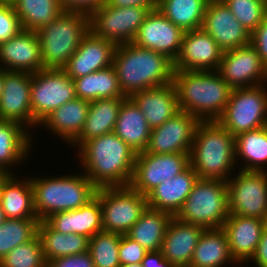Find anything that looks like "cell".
Wrapping results in <instances>:
<instances>
[{
    "instance_id": "obj_25",
    "label": "cell",
    "mask_w": 267,
    "mask_h": 267,
    "mask_svg": "<svg viewBox=\"0 0 267 267\" xmlns=\"http://www.w3.org/2000/svg\"><path fill=\"white\" fill-rule=\"evenodd\" d=\"M130 98L143 113L151 129L161 126L180 111L173 82L135 92Z\"/></svg>"
},
{
    "instance_id": "obj_29",
    "label": "cell",
    "mask_w": 267,
    "mask_h": 267,
    "mask_svg": "<svg viewBox=\"0 0 267 267\" xmlns=\"http://www.w3.org/2000/svg\"><path fill=\"white\" fill-rule=\"evenodd\" d=\"M29 132L17 122L0 119V172L13 173L10 167L30 156L33 139Z\"/></svg>"
},
{
    "instance_id": "obj_6",
    "label": "cell",
    "mask_w": 267,
    "mask_h": 267,
    "mask_svg": "<svg viewBox=\"0 0 267 267\" xmlns=\"http://www.w3.org/2000/svg\"><path fill=\"white\" fill-rule=\"evenodd\" d=\"M90 30L89 15L64 11L37 30L44 68L62 69Z\"/></svg>"
},
{
    "instance_id": "obj_23",
    "label": "cell",
    "mask_w": 267,
    "mask_h": 267,
    "mask_svg": "<svg viewBox=\"0 0 267 267\" xmlns=\"http://www.w3.org/2000/svg\"><path fill=\"white\" fill-rule=\"evenodd\" d=\"M205 228L173 217L167 227L160 248L173 267H189L194 249Z\"/></svg>"
},
{
    "instance_id": "obj_42",
    "label": "cell",
    "mask_w": 267,
    "mask_h": 267,
    "mask_svg": "<svg viewBox=\"0 0 267 267\" xmlns=\"http://www.w3.org/2000/svg\"><path fill=\"white\" fill-rule=\"evenodd\" d=\"M251 34L267 16V0H222Z\"/></svg>"
},
{
    "instance_id": "obj_31",
    "label": "cell",
    "mask_w": 267,
    "mask_h": 267,
    "mask_svg": "<svg viewBox=\"0 0 267 267\" xmlns=\"http://www.w3.org/2000/svg\"><path fill=\"white\" fill-rule=\"evenodd\" d=\"M124 99L109 98L90 101L83 130L71 144L79 148L88 140L113 132Z\"/></svg>"
},
{
    "instance_id": "obj_18",
    "label": "cell",
    "mask_w": 267,
    "mask_h": 267,
    "mask_svg": "<svg viewBox=\"0 0 267 267\" xmlns=\"http://www.w3.org/2000/svg\"><path fill=\"white\" fill-rule=\"evenodd\" d=\"M183 34L184 31L156 8L145 17L132 43L164 54L174 62L180 51Z\"/></svg>"
},
{
    "instance_id": "obj_20",
    "label": "cell",
    "mask_w": 267,
    "mask_h": 267,
    "mask_svg": "<svg viewBox=\"0 0 267 267\" xmlns=\"http://www.w3.org/2000/svg\"><path fill=\"white\" fill-rule=\"evenodd\" d=\"M115 48L114 42L98 37L89 30L62 69L73 80L108 68L113 63Z\"/></svg>"
},
{
    "instance_id": "obj_38",
    "label": "cell",
    "mask_w": 267,
    "mask_h": 267,
    "mask_svg": "<svg viewBox=\"0 0 267 267\" xmlns=\"http://www.w3.org/2000/svg\"><path fill=\"white\" fill-rule=\"evenodd\" d=\"M23 30L37 31L64 12L59 0H17L13 5Z\"/></svg>"
},
{
    "instance_id": "obj_4",
    "label": "cell",
    "mask_w": 267,
    "mask_h": 267,
    "mask_svg": "<svg viewBox=\"0 0 267 267\" xmlns=\"http://www.w3.org/2000/svg\"><path fill=\"white\" fill-rule=\"evenodd\" d=\"M190 165L201 179L227 181L235 169V137L217 121H201L189 154Z\"/></svg>"
},
{
    "instance_id": "obj_53",
    "label": "cell",
    "mask_w": 267,
    "mask_h": 267,
    "mask_svg": "<svg viewBox=\"0 0 267 267\" xmlns=\"http://www.w3.org/2000/svg\"><path fill=\"white\" fill-rule=\"evenodd\" d=\"M8 173L5 172H0V196H1V186H2V181L8 176Z\"/></svg>"
},
{
    "instance_id": "obj_3",
    "label": "cell",
    "mask_w": 267,
    "mask_h": 267,
    "mask_svg": "<svg viewBox=\"0 0 267 267\" xmlns=\"http://www.w3.org/2000/svg\"><path fill=\"white\" fill-rule=\"evenodd\" d=\"M173 84L180 110L200 121H216L227 106L232 92L217 70H174Z\"/></svg>"
},
{
    "instance_id": "obj_39",
    "label": "cell",
    "mask_w": 267,
    "mask_h": 267,
    "mask_svg": "<svg viewBox=\"0 0 267 267\" xmlns=\"http://www.w3.org/2000/svg\"><path fill=\"white\" fill-rule=\"evenodd\" d=\"M38 218H7L0 225V260L15 247L32 240L38 234Z\"/></svg>"
},
{
    "instance_id": "obj_15",
    "label": "cell",
    "mask_w": 267,
    "mask_h": 267,
    "mask_svg": "<svg viewBox=\"0 0 267 267\" xmlns=\"http://www.w3.org/2000/svg\"><path fill=\"white\" fill-rule=\"evenodd\" d=\"M201 121L180 110L161 126L151 129L146 153H190L195 130Z\"/></svg>"
},
{
    "instance_id": "obj_50",
    "label": "cell",
    "mask_w": 267,
    "mask_h": 267,
    "mask_svg": "<svg viewBox=\"0 0 267 267\" xmlns=\"http://www.w3.org/2000/svg\"><path fill=\"white\" fill-rule=\"evenodd\" d=\"M111 7H158L159 0H105Z\"/></svg>"
},
{
    "instance_id": "obj_10",
    "label": "cell",
    "mask_w": 267,
    "mask_h": 267,
    "mask_svg": "<svg viewBox=\"0 0 267 267\" xmlns=\"http://www.w3.org/2000/svg\"><path fill=\"white\" fill-rule=\"evenodd\" d=\"M103 231L126 235L148 207L145 195L130 186L98 188Z\"/></svg>"
},
{
    "instance_id": "obj_22",
    "label": "cell",
    "mask_w": 267,
    "mask_h": 267,
    "mask_svg": "<svg viewBox=\"0 0 267 267\" xmlns=\"http://www.w3.org/2000/svg\"><path fill=\"white\" fill-rule=\"evenodd\" d=\"M266 223L267 220L229 214L222 228L238 265L248 263L254 256Z\"/></svg>"
},
{
    "instance_id": "obj_52",
    "label": "cell",
    "mask_w": 267,
    "mask_h": 267,
    "mask_svg": "<svg viewBox=\"0 0 267 267\" xmlns=\"http://www.w3.org/2000/svg\"><path fill=\"white\" fill-rule=\"evenodd\" d=\"M17 0H0V4L2 5H14Z\"/></svg>"
},
{
    "instance_id": "obj_32",
    "label": "cell",
    "mask_w": 267,
    "mask_h": 267,
    "mask_svg": "<svg viewBox=\"0 0 267 267\" xmlns=\"http://www.w3.org/2000/svg\"><path fill=\"white\" fill-rule=\"evenodd\" d=\"M232 262L237 265L231 256L224 229L209 228L202 232L189 267H224Z\"/></svg>"
},
{
    "instance_id": "obj_41",
    "label": "cell",
    "mask_w": 267,
    "mask_h": 267,
    "mask_svg": "<svg viewBox=\"0 0 267 267\" xmlns=\"http://www.w3.org/2000/svg\"><path fill=\"white\" fill-rule=\"evenodd\" d=\"M0 267H47L38 234L6 254L0 260Z\"/></svg>"
},
{
    "instance_id": "obj_55",
    "label": "cell",
    "mask_w": 267,
    "mask_h": 267,
    "mask_svg": "<svg viewBox=\"0 0 267 267\" xmlns=\"http://www.w3.org/2000/svg\"><path fill=\"white\" fill-rule=\"evenodd\" d=\"M120 267H143L141 265V263H137V264H125V265H120Z\"/></svg>"
},
{
    "instance_id": "obj_14",
    "label": "cell",
    "mask_w": 267,
    "mask_h": 267,
    "mask_svg": "<svg viewBox=\"0 0 267 267\" xmlns=\"http://www.w3.org/2000/svg\"><path fill=\"white\" fill-rule=\"evenodd\" d=\"M217 71L232 89L267 82V67L251 44L224 51Z\"/></svg>"
},
{
    "instance_id": "obj_30",
    "label": "cell",
    "mask_w": 267,
    "mask_h": 267,
    "mask_svg": "<svg viewBox=\"0 0 267 267\" xmlns=\"http://www.w3.org/2000/svg\"><path fill=\"white\" fill-rule=\"evenodd\" d=\"M0 203L6 218H38L34 209L30 176L20 179L12 173L9 174L2 181Z\"/></svg>"
},
{
    "instance_id": "obj_49",
    "label": "cell",
    "mask_w": 267,
    "mask_h": 267,
    "mask_svg": "<svg viewBox=\"0 0 267 267\" xmlns=\"http://www.w3.org/2000/svg\"><path fill=\"white\" fill-rule=\"evenodd\" d=\"M141 265L143 267H173L160 250L148 251L143 258Z\"/></svg>"
},
{
    "instance_id": "obj_28",
    "label": "cell",
    "mask_w": 267,
    "mask_h": 267,
    "mask_svg": "<svg viewBox=\"0 0 267 267\" xmlns=\"http://www.w3.org/2000/svg\"><path fill=\"white\" fill-rule=\"evenodd\" d=\"M136 154L146 150L151 128L135 102L126 97L119 110L113 131Z\"/></svg>"
},
{
    "instance_id": "obj_51",
    "label": "cell",
    "mask_w": 267,
    "mask_h": 267,
    "mask_svg": "<svg viewBox=\"0 0 267 267\" xmlns=\"http://www.w3.org/2000/svg\"><path fill=\"white\" fill-rule=\"evenodd\" d=\"M6 216H5V213L2 209V205L0 203V225L6 220Z\"/></svg>"
},
{
    "instance_id": "obj_48",
    "label": "cell",
    "mask_w": 267,
    "mask_h": 267,
    "mask_svg": "<svg viewBox=\"0 0 267 267\" xmlns=\"http://www.w3.org/2000/svg\"><path fill=\"white\" fill-rule=\"evenodd\" d=\"M250 262L254 263V267L255 264L257 267H267V223L265 224L261 239Z\"/></svg>"
},
{
    "instance_id": "obj_46",
    "label": "cell",
    "mask_w": 267,
    "mask_h": 267,
    "mask_svg": "<svg viewBox=\"0 0 267 267\" xmlns=\"http://www.w3.org/2000/svg\"><path fill=\"white\" fill-rule=\"evenodd\" d=\"M250 44L256 49L262 63L267 67V16L250 34Z\"/></svg>"
},
{
    "instance_id": "obj_45",
    "label": "cell",
    "mask_w": 267,
    "mask_h": 267,
    "mask_svg": "<svg viewBox=\"0 0 267 267\" xmlns=\"http://www.w3.org/2000/svg\"><path fill=\"white\" fill-rule=\"evenodd\" d=\"M47 267H95L88 251L76 255H69L52 259L47 262Z\"/></svg>"
},
{
    "instance_id": "obj_37",
    "label": "cell",
    "mask_w": 267,
    "mask_h": 267,
    "mask_svg": "<svg viewBox=\"0 0 267 267\" xmlns=\"http://www.w3.org/2000/svg\"><path fill=\"white\" fill-rule=\"evenodd\" d=\"M208 0H159V11L182 31L200 29Z\"/></svg>"
},
{
    "instance_id": "obj_11",
    "label": "cell",
    "mask_w": 267,
    "mask_h": 267,
    "mask_svg": "<svg viewBox=\"0 0 267 267\" xmlns=\"http://www.w3.org/2000/svg\"><path fill=\"white\" fill-rule=\"evenodd\" d=\"M157 7H111L105 2L90 16V30L116 45L131 43L148 13Z\"/></svg>"
},
{
    "instance_id": "obj_19",
    "label": "cell",
    "mask_w": 267,
    "mask_h": 267,
    "mask_svg": "<svg viewBox=\"0 0 267 267\" xmlns=\"http://www.w3.org/2000/svg\"><path fill=\"white\" fill-rule=\"evenodd\" d=\"M201 28L223 51L250 44V33L222 0H208Z\"/></svg>"
},
{
    "instance_id": "obj_34",
    "label": "cell",
    "mask_w": 267,
    "mask_h": 267,
    "mask_svg": "<svg viewBox=\"0 0 267 267\" xmlns=\"http://www.w3.org/2000/svg\"><path fill=\"white\" fill-rule=\"evenodd\" d=\"M172 218L171 214L147 207L126 235L147 251H159Z\"/></svg>"
},
{
    "instance_id": "obj_8",
    "label": "cell",
    "mask_w": 267,
    "mask_h": 267,
    "mask_svg": "<svg viewBox=\"0 0 267 267\" xmlns=\"http://www.w3.org/2000/svg\"><path fill=\"white\" fill-rule=\"evenodd\" d=\"M216 121L233 137L267 126L265 84L232 89L227 106Z\"/></svg>"
},
{
    "instance_id": "obj_2",
    "label": "cell",
    "mask_w": 267,
    "mask_h": 267,
    "mask_svg": "<svg viewBox=\"0 0 267 267\" xmlns=\"http://www.w3.org/2000/svg\"><path fill=\"white\" fill-rule=\"evenodd\" d=\"M112 66L126 97L173 82L174 66L171 59L132 42L116 45Z\"/></svg>"
},
{
    "instance_id": "obj_26",
    "label": "cell",
    "mask_w": 267,
    "mask_h": 267,
    "mask_svg": "<svg viewBox=\"0 0 267 267\" xmlns=\"http://www.w3.org/2000/svg\"><path fill=\"white\" fill-rule=\"evenodd\" d=\"M197 179L198 175L189 165L183 172L162 182L146 195L148 207L175 217L188 198Z\"/></svg>"
},
{
    "instance_id": "obj_54",
    "label": "cell",
    "mask_w": 267,
    "mask_h": 267,
    "mask_svg": "<svg viewBox=\"0 0 267 267\" xmlns=\"http://www.w3.org/2000/svg\"><path fill=\"white\" fill-rule=\"evenodd\" d=\"M3 91V69H0V95L2 94Z\"/></svg>"
},
{
    "instance_id": "obj_44",
    "label": "cell",
    "mask_w": 267,
    "mask_h": 267,
    "mask_svg": "<svg viewBox=\"0 0 267 267\" xmlns=\"http://www.w3.org/2000/svg\"><path fill=\"white\" fill-rule=\"evenodd\" d=\"M148 251L127 235L121 236L119 246L120 265L141 263Z\"/></svg>"
},
{
    "instance_id": "obj_21",
    "label": "cell",
    "mask_w": 267,
    "mask_h": 267,
    "mask_svg": "<svg viewBox=\"0 0 267 267\" xmlns=\"http://www.w3.org/2000/svg\"><path fill=\"white\" fill-rule=\"evenodd\" d=\"M0 68L31 74L44 69L37 32L22 30L12 39L0 43Z\"/></svg>"
},
{
    "instance_id": "obj_16",
    "label": "cell",
    "mask_w": 267,
    "mask_h": 267,
    "mask_svg": "<svg viewBox=\"0 0 267 267\" xmlns=\"http://www.w3.org/2000/svg\"><path fill=\"white\" fill-rule=\"evenodd\" d=\"M223 50L202 28L184 32L174 70L216 71Z\"/></svg>"
},
{
    "instance_id": "obj_13",
    "label": "cell",
    "mask_w": 267,
    "mask_h": 267,
    "mask_svg": "<svg viewBox=\"0 0 267 267\" xmlns=\"http://www.w3.org/2000/svg\"><path fill=\"white\" fill-rule=\"evenodd\" d=\"M189 154L137 153L129 186L146 196L162 182L183 172L190 165Z\"/></svg>"
},
{
    "instance_id": "obj_17",
    "label": "cell",
    "mask_w": 267,
    "mask_h": 267,
    "mask_svg": "<svg viewBox=\"0 0 267 267\" xmlns=\"http://www.w3.org/2000/svg\"><path fill=\"white\" fill-rule=\"evenodd\" d=\"M32 74L3 69V91L0 95V119L32 128Z\"/></svg>"
},
{
    "instance_id": "obj_40",
    "label": "cell",
    "mask_w": 267,
    "mask_h": 267,
    "mask_svg": "<svg viewBox=\"0 0 267 267\" xmlns=\"http://www.w3.org/2000/svg\"><path fill=\"white\" fill-rule=\"evenodd\" d=\"M121 234L101 231L89 239L88 252L95 267H120Z\"/></svg>"
},
{
    "instance_id": "obj_47",
    "label": "cell",
    "mask_w": 267,
    "mask_h": 267,
    "mask_svg": "<svg viewBox=\"0 0 267 267\" xmlns=\"http://www.w3.org/2000/svg\"><path fill=\"white\" fill-rule=\"evenodd\" d=\"M65 11L91 15L105 0H59Z\"/></svg>"
},
{
    "instance_id": "obj_12",
    "label": "cell",
    "mask_w": 267,
    "mask_h": 267,
    "mask_svg": "<svg viewBox=\"0 0 267 267\" xmlns=\"http://www.w3.org/2000/svg\"><path fill=\"white\" fill-rule=\"evenodd\" d=\"M226 184L229 214L267 220L266 171L238 170Z\"/></svg>"
},
{
    "instance_id": "obj_27",
    "label": "cell",
    "mask_w": 267,
    "mask_h": 267,
    "mask_svg": "<svg viewBox=\"0 0 267 267\" xmlns=\"http://www.w3.org/2000/svg\"><path fill=\"white\" fill-rule=\"evenodd\" d=\"M89 106L90 101L76 97L56 108L40 125L71 145L83 130Z\"/></svg>"
},
{
    "instance_id": "obj_33",
    "label": "cell",
    "mask_w": 267,
    "mask_h": 267,
    "mask_svg": "<svg viewBox=\"0 0 267 267\" xmlns=\"http://www.w3.org/2000/svg\"><path fill=\"white\" fill-rule=\"evenodd\" d=\"M38 236L46 262L88 251L89 238L75 233L65 234L54 230L45 220L39 222Z\"/></svg>"
},
{
    "instance_id": "obj_24",
    "label": "cell",
    "mask_w": 267,
    "mask_h": 267,
    "mask_svg": "<svg viewBox=\"0 0 267 267\" xmlns=\"http://www.w3.org/2000/svg\"><path fill=\"white\" fill-rule=\"evenodd\" d=\"M45 221L58 232L75 233L90 239L103 231L100 200L95 196L87 204L74 210L54 213Z\"/></svg>"
},
{
    "instance_id": "obj_36",
    "label": "cell",
    "mask_w": 267,
    "mask_h": 267,
    "mask_svg": "<svg viewBox=\"0 0 267 267\" xmlns=\"http://www.w3.org/2000/svg\"><path fill=\"white\" fill-rule=\"evenodd\" d=\"M235 160L244 161L239 170L267 172V126L235 137Z\"/></svg>"
},
{
    "instance_id": "obj_9",
    "label": "cell",
    "mask_w": 267,
    "mask_h": 267,
    "mask_svg": "<svg viewBox=\"0 0 267 267\" xmlns=\"http://www.w3.org/2000/svg\"><path fill=\"white\" fill-rule=\"evenodd\" d=\"M75 98L74 82L63 69L44 68L32 74V127L36 129L56 108Z\"/></svg>"
},
{
    "instance_id": "obj_1",
    "label": "cell",
    "mask_w": 267,
    "mask_h": 267,
    "mask_svg": "<svg viewBox=\"0 0 267 267\" xmlns=\"http://www.w3.org/2000/svg\"><path fill=\"white\" fill-rule=\"evenodd\" d=\"M77 151L84 174L97 188L129 186L136 153L114 132L84 142Z\"/></svg>"
},
{
    "instance_id": "obj_35",
    "label": "cell",
    "mask_w": 267,
    "mask_h": 267,
    "mask_svg": "<svg viewBox=\"0 0 267 267\" xmlns=\"http://www.w3.org/2000/svg\"><path fill=\"white\" fill-rule=\"evenodd\" d=\"M77 98L93 101L97 99L126 98L123 94L114 67L73 79Z\"/></svg>"
},
{
    "instance_id": "obj_43",
    "label": "cell",
    "mask_w": 267,
    "mask_h": 267,
    "mask_svg": "<svg viewBox=\"0 0 267 267\" xmlns=\"http://www.w3.org/2000/svg\"><path fill=\"white\" fill-rule=\"evenodd\" d=\"M23 30L13 5L0 4V43L17 36Z\"/></svg>"
},
{
    "instance_id": "obj_5",
    "label": "cell",
    "mask_w": 267,
    "mask_h": 267,
    "mask_svg": "<svg viewBox=\"0 0 267 267\" xmlns=\"http://www.w3.org/2000/svg\"><path fill=\"white\" fill-rule=\"evenodd\" d=\"M82 175L65 174L59 177H32L34 209L40 221L50 215L77 209L96 196L97 187Z\"/></svg>"
},
{
    "instance_id": "obj_7",
    "label": "cell",
    "mask_w": 267,
    "mask_h": 267,
    "mask_svg": "<svg viewBox=\"0 0 267 267\" xmlns=\"http://www.w3.org/2000/svg\"><path fill=\"white\" fill-rule=\"evenodd\" d=\"M228 216L226 181L198 178L175 217L209 229L222 228Z\"/></svg>"
}]
</instances>
